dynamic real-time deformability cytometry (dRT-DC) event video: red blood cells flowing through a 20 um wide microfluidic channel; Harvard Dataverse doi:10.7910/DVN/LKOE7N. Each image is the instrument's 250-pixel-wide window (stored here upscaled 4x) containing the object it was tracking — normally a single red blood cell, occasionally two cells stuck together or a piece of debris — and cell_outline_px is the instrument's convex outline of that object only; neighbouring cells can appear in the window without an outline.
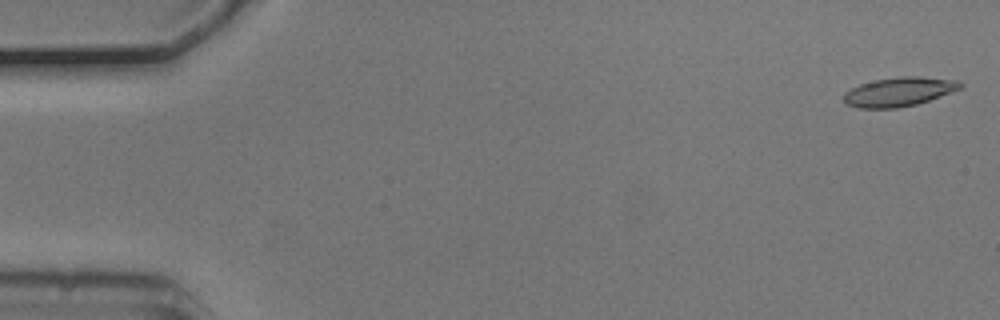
{"species": "common noctule bat (a hibernating species)", "species_latin": "Nyctalus noctula", "temperature_condition": "cold", "stored_images_in_passage": 10, "camera_frame_rate_fps": 3000, "um_per_image_px": 0.085, "animal": {"sex": "male", "body_mass_g": 20.5, "forearm_length_mm": 52.5}, "frame": {"image": 1, "passage_image": 1, "time_ms": 0.0, "image_size_px": [1000, 320], "cell_outline_px": [[964, 84], [960, 88], [928, 100], [916, 104], [896, 108], [856, 108], [848, 104], [844, 100], [844, 92], [860, 84], [876, 80], [900, 76], [920, 76], [960, 80]], "centroid_in_image_um": [76.42, 7.79], "position_along_channel_um": 8.6, "area_um2": 19.59}}